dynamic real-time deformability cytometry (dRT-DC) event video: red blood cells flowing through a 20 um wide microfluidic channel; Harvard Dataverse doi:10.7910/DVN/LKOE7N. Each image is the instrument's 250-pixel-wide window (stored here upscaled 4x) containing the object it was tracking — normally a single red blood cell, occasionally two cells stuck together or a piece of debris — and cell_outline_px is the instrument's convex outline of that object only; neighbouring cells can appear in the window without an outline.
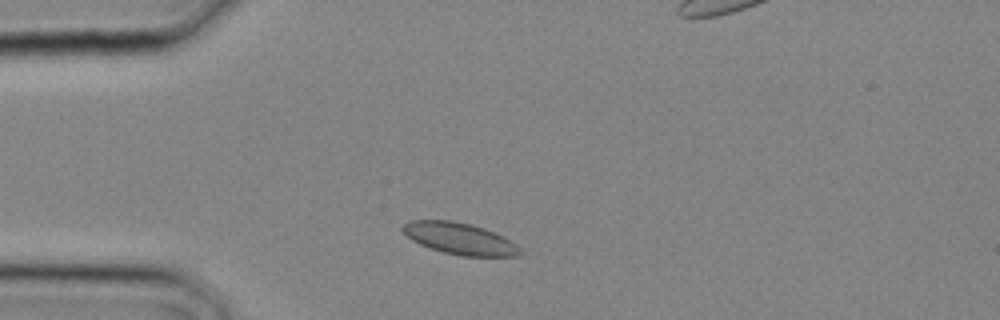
{"species": "common noctule bat (a hibernating species)", "species_latin": "Nyctalus noctula", "temperature_condition": "cold", "stored_images_in_passage": 2, "camera_frame_rate_fps": 3000, "um_per_image_px": 0.085, "animal": {"sex": "male", "body_mass_g": 20.4}, "frame": {"image": 1, "passage_image": 1, "time_ms": 0.0, "image_size_px": [1000, 320], "cell_outline_px": [[524, 252], [520, 256], [460, 256], [444, 252], [420, 244], [412, 240], [400, 228], [408, 220], [452, 220], [472, 224], [496, 232], [504, 236], [516, 244]], "centroid_in_image_um": [39.11, 20.27], "position_along_channel_um": 45.9, "area_um2": 21.79}}